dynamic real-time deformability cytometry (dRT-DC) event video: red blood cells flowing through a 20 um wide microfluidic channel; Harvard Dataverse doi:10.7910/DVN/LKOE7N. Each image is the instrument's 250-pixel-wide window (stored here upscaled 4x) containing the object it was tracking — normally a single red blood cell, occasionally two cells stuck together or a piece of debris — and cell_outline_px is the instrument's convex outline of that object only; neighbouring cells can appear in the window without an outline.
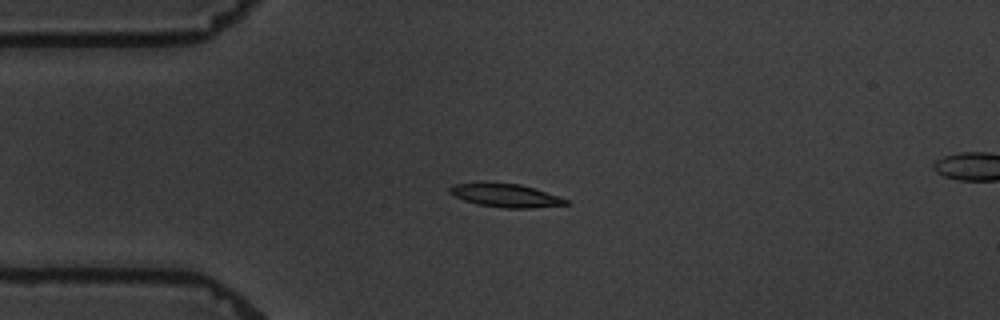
{"species": "common noctule bat (a hibernating species)", "species_latin": "Nyctalus noctula", "temperature_condition": "warm", "stored_images_in_passage": 4, "camera_frame_rate_fps": 3000, "um_per_image_px": 0.085, "animal": {"sex": "male", "body_mass_g": 19.5, "forearm_length_mm": 54.6}, "frame": {"image": 1, "passage_image": 2, "time_ms": 1.333, "image_size_px": [1000, 320], "cell_outline_px": [[572, 204], [532, 208], [504, 208], [476, 204], [464, 200], [448, 192], [448, 188], [452, 184], [520, 184], [568, 200]], "centroid_in_image_um": [42.99, 16.65], "position_along_channel_um": 42.0, "area_um2": 15.26}}
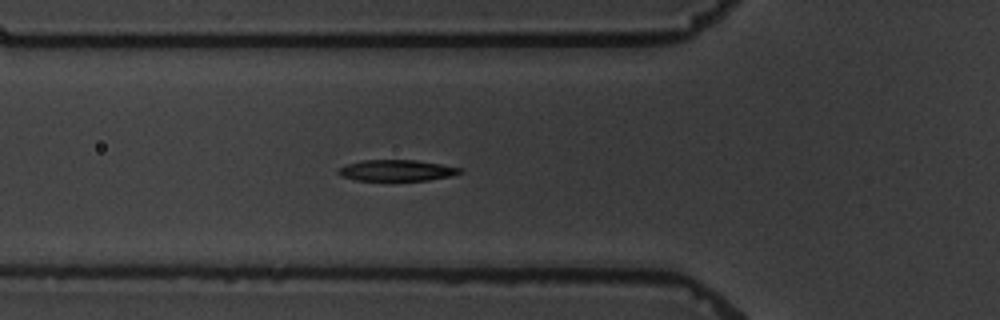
{"frame": {"image": 2, "passage_image": 4, "time_ms": 3.333, "image_size_px": [1000, 320], "cell_outline_px": [[464, 172], [452, 176], [428, 180], [356, 180], [344, 176], [336, 172], [340, 168], [348, 164], [364, 160], [416, 160], [464, 168]], "centroid_in_image_um": [33.81, 14.48], "position_along_channel_um": 92.0, "area_um2": 14.85}}